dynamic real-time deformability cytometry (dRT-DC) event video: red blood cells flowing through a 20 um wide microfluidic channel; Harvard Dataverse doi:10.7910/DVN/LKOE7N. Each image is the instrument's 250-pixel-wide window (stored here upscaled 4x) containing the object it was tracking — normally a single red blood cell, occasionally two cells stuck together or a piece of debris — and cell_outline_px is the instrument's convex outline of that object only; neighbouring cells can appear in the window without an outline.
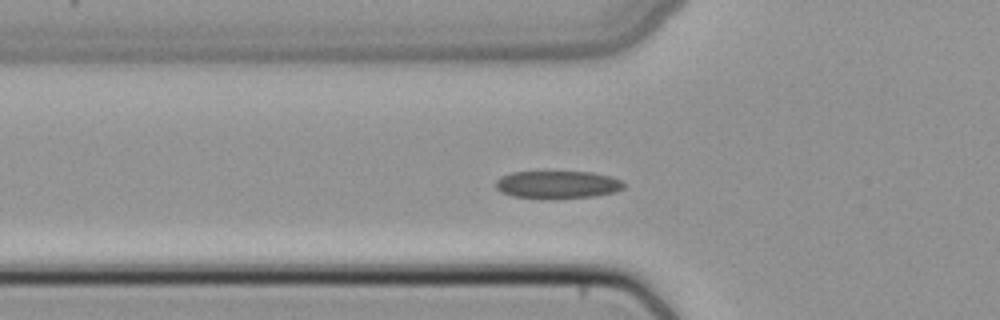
{"species": "common noctule bat (a hibernating species)", "species_latin": "Nyctalus noctula", "temperature_condition": "cold", "stored_images_in_passage": 38, "camera_frame_rate_fps": 3000, "um_per_image_px": 0.085, "animal": {"sex": "female", "body_mass_g": 22.7, "forearm_length_mm": 54.2}, "frame": {"image": 1, "passage_image": 5, "time_ms": 1.333, "image_size_px": [1000, 320], "cell_outline_px": [[624, 188], [616, 192], [592, 196], [512, 196], [500, 192], [496, 188], [496, 180], [500, 176], [512, 172], [592, 172], [608, 176], [620, 180], [624, 184]], "centroid_in_image_um": [47.37, 15.65], "position_along_channel_um": 78.4, "area_um2": 19.77}}
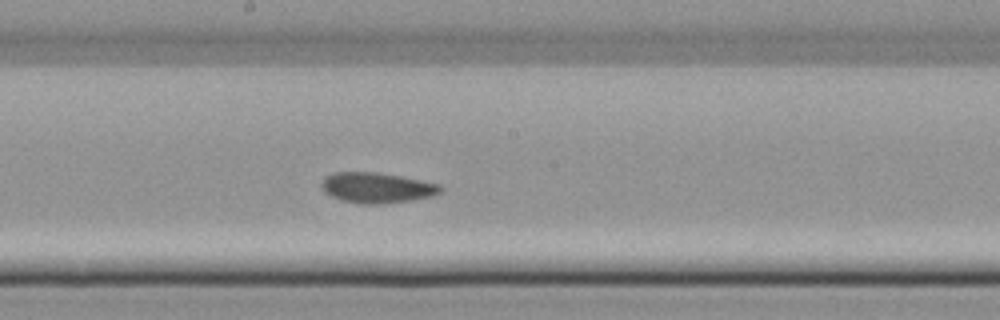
{"frame": {"image": 2, "passage_image": 15, "time_ms": 4.667, "image_size_px": [1000, 320], "cell_outline_px": [[444, 188], [440, 192], [432, 196], [412, 200], [384, 204], [360, 204], [344, 200], [332, 196], [324, 192], [320, 184], [320, 180], [324, 176], [332, 172], [380, 172], [440, 184]], "centroid_in_image_um": [32.01, 15.95], "position_along_channel_um": 216.2, "area_um2": 21.33}}
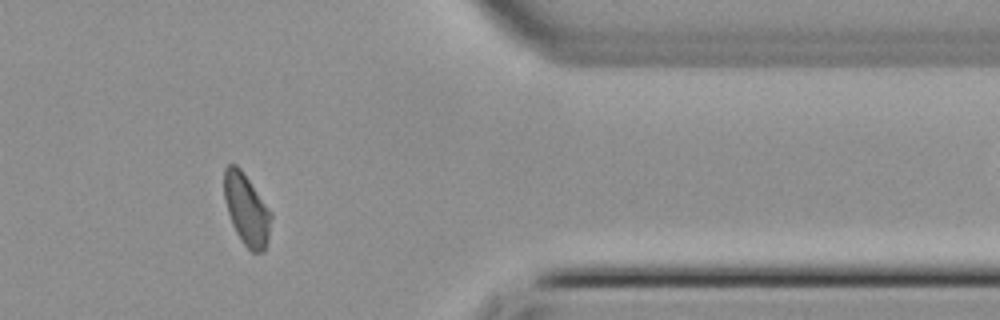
{"frame": {"image": 3, "passage_image": 29, "time_ms": 9.333, "image_size_px": [1000, 320], "cell_outline_px": [[272, 216], [268, 240], [264, 252], [252, 252], [244, 244], [236, 232], [232, 224], [224, 200], [224, 168], [228, 164], [236, 164], [240, 168], [272, 212]], "centroid_in_image_um": [20.96, 17.81], "position_along_channel_um": 390.4, "area_um2": 19.48}}